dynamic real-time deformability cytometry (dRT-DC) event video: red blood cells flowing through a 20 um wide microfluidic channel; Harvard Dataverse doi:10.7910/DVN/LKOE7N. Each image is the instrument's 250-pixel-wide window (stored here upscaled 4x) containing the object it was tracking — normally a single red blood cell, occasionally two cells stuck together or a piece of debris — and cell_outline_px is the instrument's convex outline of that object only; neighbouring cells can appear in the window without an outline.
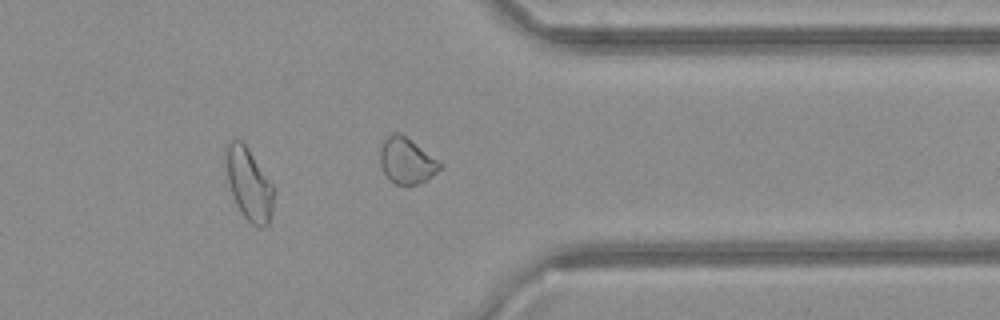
{"species": "common noctule bat (a hibernating species)", "species_latin": "Nyctalus noctula", "temperature_condition": "cold", "stored_images_in_passage": 32, "camera_frame_rate_fps": 3000, "um_per_image_px": 0.085, "animal": {"sex": "female", "body_mass_g": 21.9}, "frame": {"image": 1, "passage_image": 23, "time_ms": 7.333, "image_size_px": [1000, 320], "cell_outline_px": [[276, 192], [272, 212], [268, 224], [260, 228], [256, 228], [244, 216], [236, 204], [224, 168], [224, 144], [228, 140], [240, 140], [248, 148], [276, 188]], "centroid_in_image_um": [21.16, 15.61], "position_along_channel_um": 390.2, "area_um2": 20.75}}